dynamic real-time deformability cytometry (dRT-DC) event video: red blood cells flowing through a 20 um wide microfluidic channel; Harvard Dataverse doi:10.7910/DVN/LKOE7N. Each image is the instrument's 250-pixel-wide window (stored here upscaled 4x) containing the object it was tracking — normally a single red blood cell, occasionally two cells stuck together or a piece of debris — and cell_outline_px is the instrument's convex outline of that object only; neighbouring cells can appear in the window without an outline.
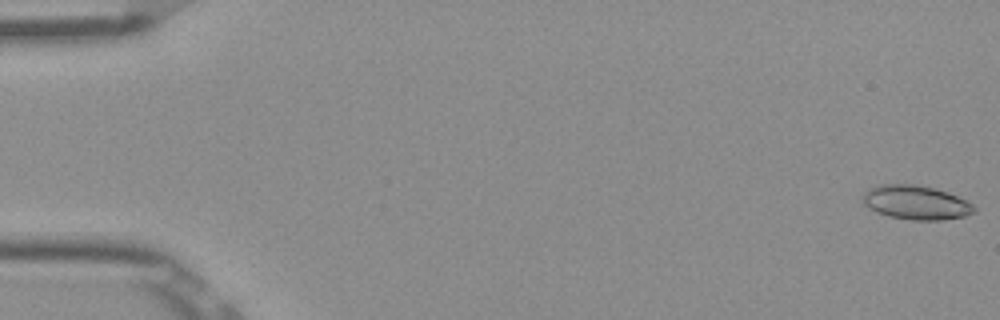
{"species": "Egyptian fruit bat (a non-hibernating species)", "species_latin": "Rousettus aegyptiacus", "temperature_condition": "room temperature", "stored_images_in_passage": 53, "camera_frame_rate_fps": 3000, "um_per_image_px": 0.085, "frame": {"image": 1, "passage_image": 1, "time_ms": 0.0, "image_size_px": [1000, 320], "cell_outline_px": [[976, 212], [964, 216], [940, 220], [912, 220], [888, 216], [876, 212], [868, 208], [864, 204], [864, 192], [880, 184], [912, 184], [932, 188], [948, 192], [972, 204], [976, 208]], "centroid_in_image_um": [77.86, 17.22], "position_along_channel_um": 7.1, "area_um2": 21.91}}
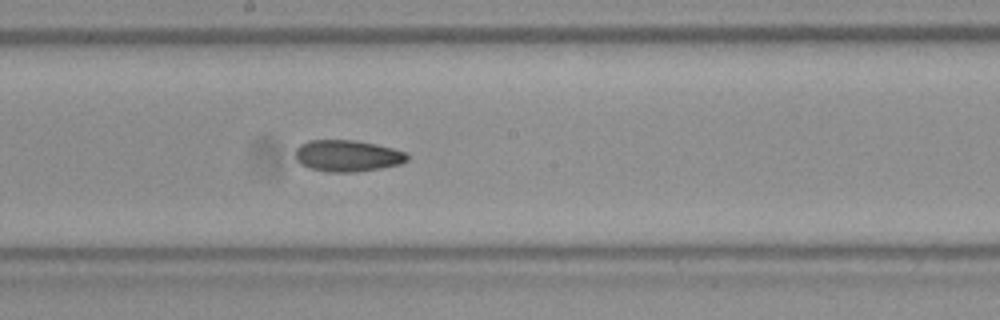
{"frame": {"image": 2, "passage_image": 29, "time_ms": 9.333, "image_size_px": [1000, 320], "cell_outline_px": [[408, 160], [400, 164], [380, 168], [356, 172], [328, 172], [308, 168], [300, 164], [296, 160], [296, 148], [300, 144], [308, 140], [356, 140], [376, 144], [408, 152]], "centroid_in_image_um": [29.52, 13.24], "position_along_channel_um": 218.7, "area_um2": 20.75}}
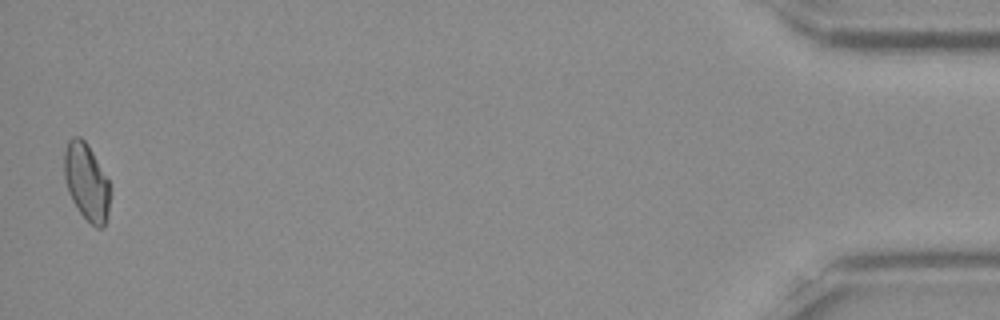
{"frame": {"image": 3, "passage_image": 52, "time_ms": 17.0, "image_size_px": [1000, 320], "cell_outline_px": [[108, 212], [104, 228], [96, 228], [80, 212], [72, 200], [68, 192], [64, 176], [64, 152], [68, 140], [72, 136], [80, 136], [88, 144], [108, 180]], "centroid_in_image_um": [7.32, 15.43], "position_along_channel_um": 427.9, "area_um2": 20.29}}